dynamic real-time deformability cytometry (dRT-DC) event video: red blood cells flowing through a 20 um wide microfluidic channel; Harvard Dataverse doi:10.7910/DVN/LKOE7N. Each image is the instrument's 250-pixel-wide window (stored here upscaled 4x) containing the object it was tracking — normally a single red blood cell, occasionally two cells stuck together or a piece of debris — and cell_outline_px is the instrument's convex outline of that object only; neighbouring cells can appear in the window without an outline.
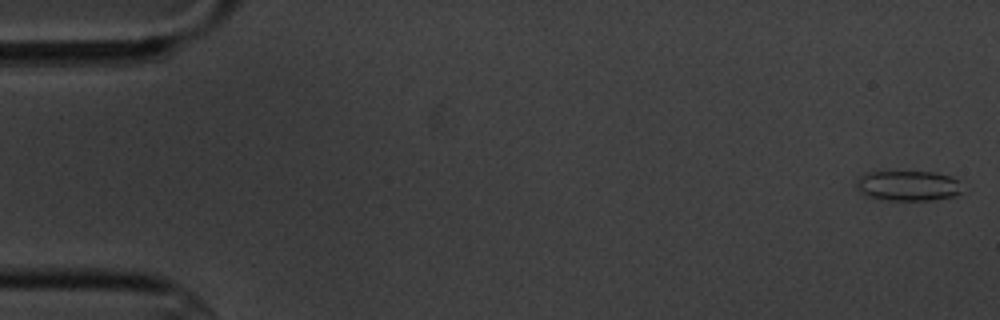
{"species": "common noctule bat (a hibernating species)", "species_latin": "Nyctalus noctula", "temperature_condition": "cold", "stored_images_in_passage": 7, "camera_frame_rate_fps": 3000, "um_per_image_px": 0.085, "animal": {"sex": "male", "body_mass_g": 20.1, "forearm_length_mm": 53.5}, "frame": {"image": 1, "passage_image": 1, "time_ms": 0.0, "image_size_px": [1000, 320], "cell_outline_px": [[960, 192], [956, 196], [936, 200], [888, 200], [868, 196], [860, 192], [856, 188], [856, 184], [860, 176], [864, 172], [936, 172], [948, 176], [956, 180]], "centroid_in_image_um": [77.14, 15.79], "position_along_channel_um": 7.9, "area_um2": 18.44}}
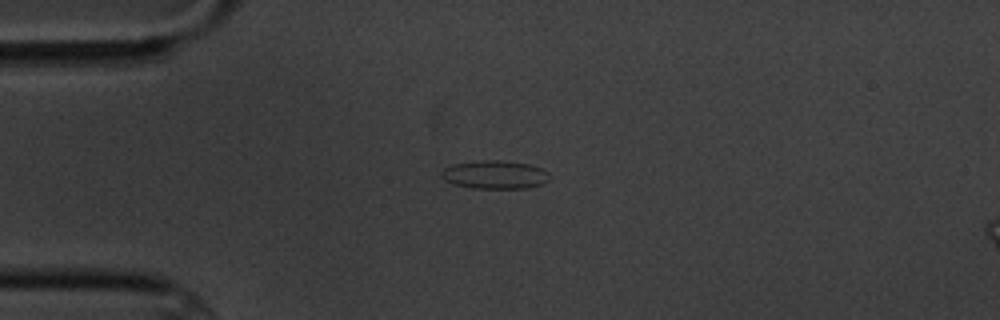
{"frame": {"image": 2, "passage_image": 4, "time_ms": 4.333, "image_size_px": [1000, 320], "cell_outline_px": [[552, 176], [544, 184], [524, 188], [472, 188], [452, 184], [444, 180], [440, 176], [440, 172], [444, 168], [452, 164], [484, 160], [500, 160], [528, 164], [544, 168]], "centroid_in_image_um": [42.07, 14.85], "position_along_channel_um": 42.9, "area_um2": 18.09}}
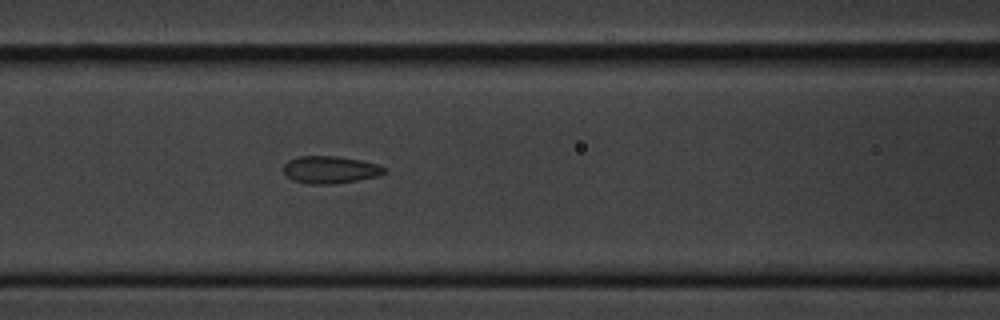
{"frame": {"image": 3, "passage_image": 7, "time_ms": 7.667, "image_size_px": [1000, 320], "cell_outline_px": [[388, 172], [380, 176], [332, 184], [308, 184], [292, 180], [284, 176], [284, 164], [288, 160], [300, 156], [336, 156], [360, 160], [376, 164], [388, 168]], "centroid_in_image_um": [28.07, 14.43], "position_along_channel_um": 138.5, "area_um2": 16.24}}